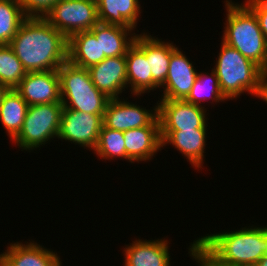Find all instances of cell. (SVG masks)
<instances>
[{
  "label": "cell",
  "mask_w": 267,
  "mask_h": 266,
  "mask_svg": "<svg viewBox=\"0 0 267 266\" xmlns=\"http://www.w3.org/2000/svg\"><path fill=\"white\" fill-rule=\"evenodd\" d=\"M29 105L15 89H9L0 105V122L12 141L21 131Z\"/></svg>",
  "instance_id": "obj_23"
},
{
  "label": "cell",
  "mask_w": 267,
  "mask_h": 266,
  "mask_svg": "<svg viewBox=\"0 0 267 266\" xmlns=\"http://www.w3.org/2000/svg\"><path fill=\"white\" fill-rule=\"evenodd\" d=\"M103 115L63 109L58 139L93 151L103 126Z\"/></svg>",
  "instance_id": "obj_8"
},
{
  "label": "cell",
  "mask_w": 267,
  "mask_h": 266,
  "mask_svg": "<svg viewBox=\"0 0 267 266\" xmlns=\"http://www.w3.org/2000/svg\"><path fill=\"white\" fill-rule=\"evenodd\" d=\"M68 60L87 69L101 62L100 38L90 30L73 34L68 39Z\"/></svg>",
  "instance_id": "obj_22"
},
{
  "label": "cell",
  "mask_w": 267,
  "mask_h": 266,
  "mask_svg": "<svg viewBox=\"0 0 267 266\" xmlns=\"http://www.w3.org/2000/svg\"><path fill=\"white\" fill-rule=\"evenodd\" d=\"M26 73L13 49L9 45H0V81L9 89H15Z\"/></svg>",
  "instance_id": "obj_27"
},
{
  "label": "cell",
  "mask_w": 267,
  "mask_h": 266,
  "mask_svg": "<svg viewBox=\"0 0 267 266\" xmlns=\"http://www.w3.org/2000/svg\"><path fill=\"white\" fill-rule=\"evenodd\" d=\"M60 0H19L26 17L44 18Z\"/></svg>",
  "instance_id": "obj_28"
},
{
  "label": "cell",
  "mask_w": 267,
  "mask_h": 266,
  "mask_svg": "<svg viewBox=\"0 0 267 266\" xmlns=\"http://www.w3.org/2000/svg\"><path fill=\"white\" fill-rule=\"evenodd\" d=\"M193 63L180 48L171 54L160 100H184L188 96L199 73Z\"/></svg>",
  "instance_id": "obj_11"
},
{
  "label": "cell",
  "mask_w": 267,
  "mask_h": 266,
  "mask_svg": "<svg viewBox=\"0 0 267 266\" xmlns=\"http://www.w3.org/2000/svg\"><path fill=\"white\" fill-rule=\"evenodd\" d=\"M136 35L134 43L145 53L152 74V91L160 88L168 75L171 54L179 47L173 42L151 36L150 33Z\"/></svg>",
  "instance_id": "obj_13"
},
{
  "label": "cell",
  "mask_w": 267,
  "mask_h": 266,
  "mask_svg": "<svg viewBox=\"0 0 267 266\" xmlns=\"http://www.w3.org/2000/svg\"><path fill=\"white\" fill-rule=\"evenodd\" d=\"M101 160H115L120 157L126 160V148L123 131L113 130L102 126L97 146L93 150Z\"/></svg>",
  "instance_id": "obj_26"
},
{
  "label": "cell",
  "mask_w": 267,
  "mask_h": 266,
  "mask_svg": "<svg viewBox=\"0 0 267 266\" xmlns=\"http://www.w3.org/2000/svg\"><path fill=\"white\" fill-rule=\"evenodd\" d=\"M99 23L136 30L142 6L139 0H96Z\"/></svg>",
  "instance_id": "obj_20"
},
{
  "label": "cell",
  "mask_w": 267,
  "mask_h": 266,
  "mask_svg": "<svg viewBox=\"0 0 267 266\" xmlns=\"http://www.w3.org/2000/svg\"><path fill=\"white\" fill-rule=\"evenodd\" d=\"M62 110V102L29 106L22 129L12 142L21 151L41 149L51 139L58 138Z\"/></svg>",
  "instance_id": "obj_6"
},
{
  "label": "cell",
  "mask_w": 267,
  "mask_h": 266,
  "mask_svg": "<svg viewBox=\"0 0 267 266\" xmlns=\"http://www.w3.org/2000/svg\"><path fill=\"white\" fill-rule=\"evenodd\" d=\"M123 134L126 161L130 163L148 162L163 149L158 116L148 126L130 129Z\"/></svg>",
  "instance_id": "obj_15"
},
{
  "label": "cell",
  "mask_w": 267,
  "mask_h": 266,
  "mask_svg": "<svg viewBox=\"0 0 267 266\" xmlns=\"http://www.w3.org/2000/svg\"><path fill=\"white\" fill-rule=\"evenodd\" d=\"M169 240L137 239L125 245L123 266H171Z\"/></svg>",
  "instance_id": "obj_18"
},
{
  "label": "cell",
  "mask_w": 267,
  "mask_h": 266,
  "mask_svg": "<svg viewBox=\"0 0 267 266\" xmlns=\"http://www.w3.org/2000/svg\"><path fill=\"white\" fill-rule=\"evenodd\" d=\"M9 46L26 72L58 70L68 60V39L45 18L27 17Z\"/></svg>",
  "instance_id": "obj_1"
},
{
  "label": "cell",
  "mask_w": 267,
  "mask_h": 266,
  "mask_svg": "<svg viewBox=\"0 0 267 266\" xmlns=\"http://www.w3.org/2000/svg\"><path fill=\"white\" fill-rule=\"evenodd\" d=\"M127 90L131 96L141 97L152 91V74L145 53L133 43L126 53Z\"/></svg>",
  "instance_id": "obj_21"
},
{
  "label": "cell",
  "mask_w": 267,
  "mask_h": 266,
  "mask_svg": "<svg viewBox=\"0 0 267 266\" xmlns=\"http://www.w3.org/2000/svg\"><path fill=\"white\" fill-rule=\"evenodd\" d=\"M265 242H266V248L264 251V256L267 257V225H265Z\"/></svg>",
  "instance_id": "obj_34"
},
{
  "label": "cell",
  "mask_w": 267,
  "mask_h": 266,
  "mask_svg": "<svg viewBox=\"0 0 267 266\" xmlns=\"http://www.w3.org/2000/svg\"><path fill=\"white\" fill-rule=\"evenodd\" d=\"M9 88L5 86L1 81H0V105L3 100V97L5 94L8 92Z\"/></svg>",
  "instance_id": "obj_32"
},
{
  "label": "cell",
  "mask_w": 267,
  "mask_h": 266,
  "mask_svg": "<svg viewBox=\"0 0 267 266\" xmlns=\"http://www.w3.org/2000/svg\"><path fill=\"white\" fill-rule=\"evenodd\" d=\"M19 0H0V45H9L26 19Z\"/></svg>",
  "instance_id": "obj_25"
},
{
  "label": "cell",
  "mask_w": 267,
  "mask_h": 266,
  "mask_svg": "<svg viewBox=\"0 0 267 266\" xmlns=\"http://www.w3.org/2000/svg\"><path fill=\"white\" fill-rule=\"evenodd\" d=\"M0 266H7V265L0 259Z\"/></svg>",
  "instance_id": "obj_35"
},
{
  "label": "cell",
  "mask_w": 267,
  "mask_h": 266,
  "mask_svg": "<svg viewBox=\"0 0 267 266\" xmlns=\"http://www.w3.org/2000/svg\"><path fill=\"white\" fill-rule=\"evenodd\" d=\"M57 72L63 109L104 114L110 98L95 87L87 68L76 66L67 60Z\"/></svg>",
  "instance_id": "obj_5"
},
{
  "label": "cell",
  "mask_w": 267,
  "mask_h": 266,
  "mask_svg": "<svg viewBox=\"0 0 267 266\" xmlns=\"http://www.w3.org/2000/svg\"><path fill=\"white\" fill-rule=\"evenodd\" d=\"M258 99L263 100L267 104V73H264V75H263L261 94H260V97Z\"/></svg>",
  "instance_id": "obj_31"
},
{
  "label": "cell",
  "mask_w": 267,
  "mask_h": 266,
  "mask_svg": "<svg viewBox=\"0 0 267 266\" xmlns=\"http://www.w3.org/2000/svg\"><path fill=\"white\" fill-rule=\"evenodd\" d=\"M155 104L152 109H146L124 97L110 99L103 115V125L123 132L148 126L158 116L157 102Z\"/></svg>",
  "instance_id": "obj_10"
},
{
  "label": "cell",
  "mask_w": 267,
  "mask_h": 266,
  "mask_svg": "<svg viewBox=\"0 0 267 266\" xmlns=\"http://www.w3.org/2000/svg\"><path fill=\"white\" fill-rule=\"evenodd\" d=\"M257 226L206 234L195 246L217 266H255L266 248L265 226Z\"/></svg>",
  "instance_id": "obj_2"
},
{
  "label": "cell",
  "mask_w": 267,
  "mask_h": 266,
  "mask_svg": "<svg viewBox=\"0 0 267 266\" xmlns=\"http://www.w3.org/2000/svg\"><path fill=\"white\" fill-rule=\"evenodd\" d=\"M90 31L96 38H100L101 61L105 58L125 56L137 35L134 28L104 23L96 24Z\"/></svg>",
  "instance_id": "obj_19"
},
{
  "label": "cell",
  "mask_w": 267,
  "mask_h": 266,
  "mask_svg": "<svg viewBox=\"0 0 267 266\" xmlns=\"http://www.w3.org/2000/svg\"><path fill=\"white\" fill-rule=\"evenodd\" d=\"M7 249L1 252L0 259L7 266H61L62 260L57 252L52 249H46L34 240L24 243H10Z\"/></svg>",
  "instance_id": "obj_16"
},
{
  "label": "cell",
  "mask_w": 267,
  "mask_h": 266,
  "mask_svg": "<svg viewBox=\"0 0 267 266\" xmlns=\"http://www.w3.org/2000/svg\"><path fill=\"white\" fill-rule=\"evenodd\" d=\"M189 256L193 261H196L199 266H217L212 263L196 246L195 240L188 247Z\"/></svg>",
  "instance_id": "obj_30"
},
{
  "label": "cell",
  "mask_w": 267,
  "mask_h": 266,
  "mask_svg": "<svg viewBox=\"0 0 267 266\" xmlns=\"http://www.w3.org/2000/svg\"><path fill=\"white\" fill-rule=\"evenodd\" d=\"M15 90L29 106L61 102L57 70L27 72Z\"/></svg>",
  "instance_id": "obj_12"
},
{
  "label": "cell",
  "mask_w": 267,
  "mask_h": 266,
  "mask_svg": "<svg viewBox=\"0 0 267 266\" xmlns=\"http://www.w3.org/2000/svg\"><path fill=\"white\" fill-rule=\"evenodd\" d=\"M220 52L213 70L219 80L221 93L229 101L243 93L260 97L264 71L238 50L221 40Z\"/></svg>",
  "instance_id": "obj_4"
},
{
  "label": "cell",
  "mask_w": 267,
  "mask_h": 266,
  "mask_svg": "<svg viewBox=\"0 0 267 266\" xmlns=\"http://www.w3.org/2000/svg\"><path fill=\"white\" fill-rule=\"evenodd\" d=\"M44 18L67 39L99 23L95 0H60Z\"/></svg>",
  "instance_id": "obj_7"
},
{
  "label": "cell",
  "mask_w": 267,
  "mask_h": 266,
  "mask_svg": "<svg viewBox=\"0 0 267 266\" xmlns=\"http://www.w3.org/2000/svg\"><path fill=\"white\" fill-rule=\"evenodd\" d=\"M207 129H188L183 131H160L162 148L172 145L196 170L203 169L205 161Z\"/></svg>",
  "instance_id": "obj_17"
},
{
  "label": "cell",
  "mask_w": 267,
  "mask_h": 266,
  "mask_svg": "<svg viewBox=\"0 0 267 266\" xmlns=\"http://www.w3.org/2000/svg\"><path fill=\"white\" fill-rule=\"evenodd\" d=\"M223 3L226 20L222 41L267 73V44L256 15L244 2L225 0Z\"/></svg>",
  "instance_id": "obj_3"
},
{
  "label": "cell",
  "mask_w": 267,
  "mask_h": 266,
  "mask_svg": "<svg viewBox=\"0 0 267 266\" xmlns=\"http://www.w3.org/2000/svg\"><path fill=\"white\" fill-rule=\"evenodd\" d=\"M88 71L95 87L110 99L122 97L127 89L126 56L105 58Z\"/></svg>",
  "instance_id": "obj_14"
},
{
  "label": "cell",
  "mask_w": 267,
  "mask_h": 266,
  "mask_svg": "<svg viewBox=\"0 0 267 266\" xmlns=\"http://www.w3.org/2000/svg\"><path fill=\"white\" fill-rule=\"evenodd\" d=\"M255 266H267V257L263 256L256 264Z\"/></svg>",
  "instance_id": "obj_33"
},
{
  "label": "cell",
  "mask_w": 267,
  "mask_h": 266,
  "mask_svg": "<svg viewBox=\"0 0 267 266\" xmlns=\"http://www.w3.org/2000/svg\"><path fill=\"white\" fill-rule=\"evenodd\" d=\"M244 3L256 15L267 44V0H245Z\"/></svg>",
  "instance_id": "obj_29"
},
{
  "label": "cell",
  "mask_w": 267,
  "mask_h": 266,
  "mask_svg": "<svg viewBox=\"0 0 267 266\" xmlns=\"http://www.w3.org/2000/svg\"><path fill=\"white\" fill-rule=\"evenodd\" d=\"M160 131H183L188 129H208L207 108L185 100H158Z\"/></svg>",
  "instance_id": "obj_9"
},
{
  "label": "cell",
  "mask_w": 267,
  "mask_h": 266,
  "mask_svg": "<svg viewBox=\"0 0 267 266\" xmlns=\"http://www.w3.org/2000/svg\"><path fill=\"white\" fill-rule=\"evenodd\" d=\"M184 100L201 107H205L204 101H212L207 102L211 105L228 101L221 93L218 77L212 68L211 73L204 71L198 73L191 91Z\"/></svg>",
  "instance_id": "obj_24"
}]
</instances>
